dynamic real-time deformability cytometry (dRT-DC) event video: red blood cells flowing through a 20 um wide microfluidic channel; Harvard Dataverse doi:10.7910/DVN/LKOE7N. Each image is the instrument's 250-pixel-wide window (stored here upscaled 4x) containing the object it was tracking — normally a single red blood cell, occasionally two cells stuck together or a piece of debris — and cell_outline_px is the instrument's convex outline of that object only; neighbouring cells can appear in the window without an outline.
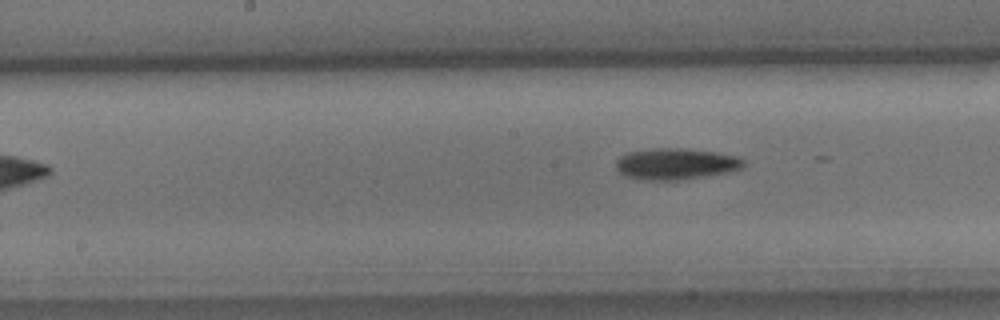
{"species": "common noctule bat (a hibernating species)", "species_latin": "Nyctalus noctula", "temperature_condition": "cold", "stored_images_in_passage": 7, "segment_of_instrument_passage": [2, 2], "camera_frame_rate_fps": 3000, "um_per_image_px": 0.085, "animal": {"sex": "male", "body_mass_g": 15.6}, "frame": {"image": 1, "passage_image": 7, "time_ms": 7.0, "image_size_px": [1000, 320], "cell_outline_px": [[744, 164], [740, 168], [728, 172], [704, 176], [676, 180], [640, 180], [628, 176], [620, 172], [616, 168], [616, 160], [620, 156], [628, 152], [656, 148], [684, 148], [716, 152], [740, 156], [744, 160]], "centroid_in_image_um": [57.44, 13.92], "position_along_channel_um": 190.8, "area_um2": 23.24}}